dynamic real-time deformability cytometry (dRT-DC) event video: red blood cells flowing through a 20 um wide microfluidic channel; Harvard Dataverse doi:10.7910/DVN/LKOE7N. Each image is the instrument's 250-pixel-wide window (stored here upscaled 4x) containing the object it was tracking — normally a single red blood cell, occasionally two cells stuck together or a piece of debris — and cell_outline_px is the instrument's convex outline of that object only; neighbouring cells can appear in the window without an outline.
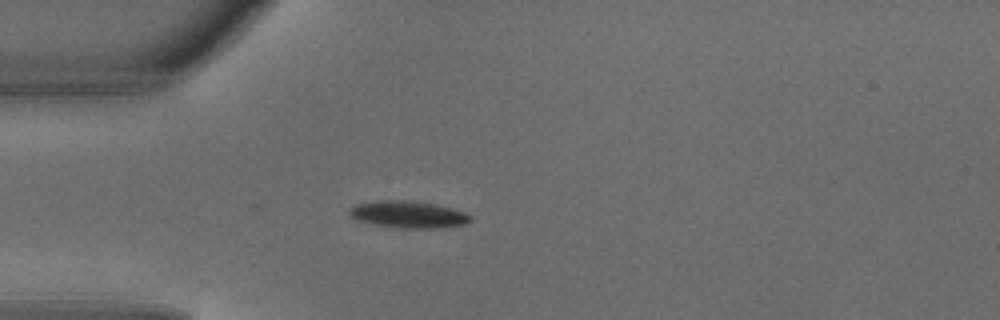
{"species": "common noctule bat (a hibernating species)", "species_latin": "Nyctalus noctula", "temperature_condition": "warm", "stored_images_in_passage": 2, "camera_frame_rate_fps": 3000, "um_per_image_px": 0.085, "animal": {"sex": "male", "body_mass_g": 18.8}, "frame": {"image": 1, "passage_image": 2, "time_ms": 0.333, "image_size_px": [1000, 320], "cell_outline_px": [[472, 220], [464, 224], [440, 228], [400, 228], [372, 224], [356, 220], [348, 216], [348, 208], [356, 204], [384, 200], [404, 200], [436, 204], [452, 208], [464, 212], [472, 216]], "centroid_in_image_um": [34.67, 18.23], "position_along_channel_um": 50.3, "area_um2": 19.13}}